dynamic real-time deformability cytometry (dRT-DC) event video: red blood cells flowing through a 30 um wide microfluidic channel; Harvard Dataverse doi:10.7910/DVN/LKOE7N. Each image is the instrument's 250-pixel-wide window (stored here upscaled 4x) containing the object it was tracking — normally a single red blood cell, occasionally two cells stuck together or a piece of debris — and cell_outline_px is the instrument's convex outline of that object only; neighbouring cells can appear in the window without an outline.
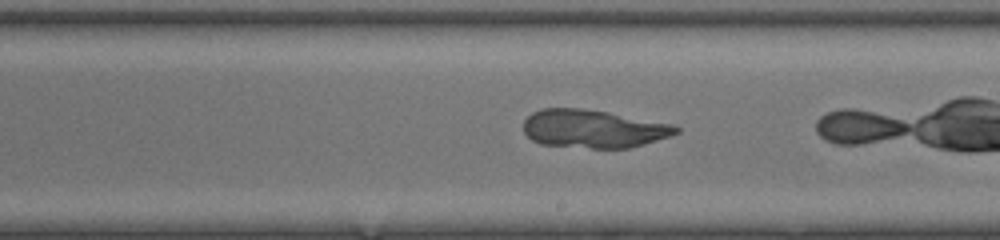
{"species": "common noctule bat (a hibernating species)", "species_latin": "Nyctalus noctula", "temperature_condition": "room temperature", "stored_images_in_passage": 37, "camera_frame_rate_fps": 3000, "um_per_image_px": 0.085, "animal": {"sex": "female", "body_mass_g": 20.0, "forearm_length_mm": 54.0}, "frame": {"image": 1, "passage_image": 28, "time_ms": 9.0, "image_size_px": [1000, 240], "cell_outline_px": [[680, 132], [668, 136], [628, 148], [592, 148], [540, 144], [532, 140], [524, 132], [524, 120], [532, 112], [540, 108], [580, 108], [608, 112], [672, 124], [680, 128]], "centroid_in_image_um": [50.39, 10.94], "position_along_channel_um": 238.6, "area_um2": 33.7}}